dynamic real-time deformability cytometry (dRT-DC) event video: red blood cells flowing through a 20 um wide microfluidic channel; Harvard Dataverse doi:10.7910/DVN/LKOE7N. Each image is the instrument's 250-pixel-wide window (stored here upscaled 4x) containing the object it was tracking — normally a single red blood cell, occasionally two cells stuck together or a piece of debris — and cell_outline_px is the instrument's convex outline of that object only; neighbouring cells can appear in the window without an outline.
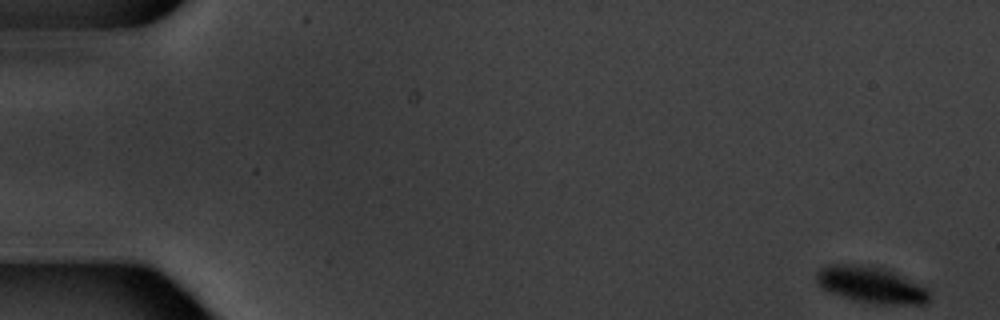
{"species": "common noctule bat (a hibernating species)", "species_latin": "Nyctalus noctula", "temperature_condition": "warm", "stored_images_in_passage": 5, "camera_frame_rate_fps": 3000, "um_per_image_px": 0.085, "animal": {"sex": "male", "body_mass_g": 20.1, "forearm_length_mm": 53.5}, "frame": {"image": 1, "passage_image": 1, "time_ms": 0.0, "image_size_px": [1000, 320], "cell_outline_px": [[932, 296], [924, 304], [872, 304], [840, 296], [828, 292], [820, 288], [816, 280], [816, 272], [820, 268], [828, 264], [868, 264], [888, 268], [932, 292]], "centroid_in_image_um": [74.01, 24.19], "position_along_channel_um": 11.0, "area_um2": 24.45}}
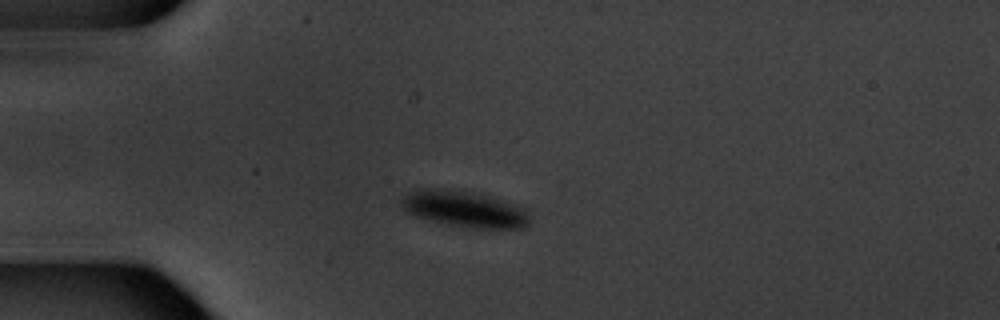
{"frame": {"image": 2, "passage_image": 5, "time_ms": 4.667, "image_size_px": [1000, 320], "cell_outline_px": [[528, 224], [524, 228], [472, 228], [448, 224], [428, 220], [412, 216], [400, 204], [400, 200], [408, 192], [428, 188], [452, 188], [492, 196], [528, 208]], "centroid_in_image_um": [39.48, 17.75], "position_along_channel_um": 45.5, "area_um2": 27.46}}